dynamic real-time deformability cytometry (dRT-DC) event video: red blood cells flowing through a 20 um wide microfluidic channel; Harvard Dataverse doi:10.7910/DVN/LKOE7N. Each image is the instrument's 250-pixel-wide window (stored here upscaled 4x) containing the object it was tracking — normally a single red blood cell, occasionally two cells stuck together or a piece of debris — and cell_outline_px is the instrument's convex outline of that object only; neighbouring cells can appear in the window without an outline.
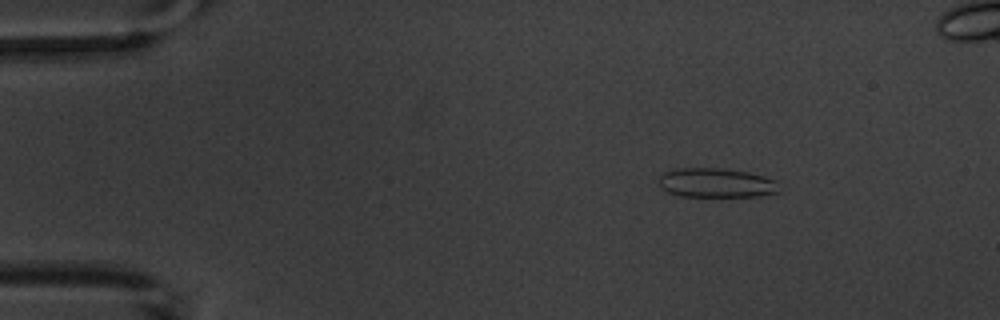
{"species": "common noctule bat (a hibernating species)", "species_latin": "Nyctalus noctula", "temperature_condition": "warm", "stored_images_in_passage": 6, "camera_frame_rate_fps": 3000, "um_per_image_px": 0.085, "animal": {"sex": "male", "body_mass_g": 20.1, "forearm_length_mm": 53.5}, "frame": {"image": 1, "passage_image": 3, "time_ms": 2.333, "image_size_px": [1000, 320], "cell_outline_px": [[780, 192], [756, 196], [680, 196], [668, 192], [660, 184], [660, 176], [664, 172], [680, 168], [720, 168], [748, 172], [764, 176], [776, 180]], "centroid_in_image_um": [60.91, 15.54], "position_along_channel_um": 24.1, "area_um2": 20.4}}